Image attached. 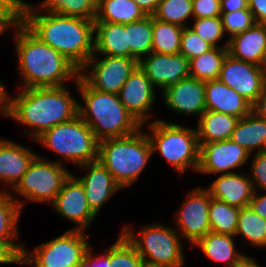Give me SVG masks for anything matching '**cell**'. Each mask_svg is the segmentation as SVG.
I'll use <instances>...</instances> for the list:
<instances>
[{
    "label": "cell",
    "mask_w": 266,
    "mask_h": 267,
    "mask_svg": "<svg viewBox=\"0 0 266 267\" xmlns=\"http://www.w3.org/2000/svg\"><path fill=\"white\" fill-rule=\"evenodd\" d=\"M43 13L39 15L36 6L23 1L22 24L80 71L94 54V21L53 12Z\"/></svg>",
    "instance_id": "cell-1"
},
{
    "label": "cell",
    "mask_w": 266,
    "mask_h": 267,
    "mask_svg": "<svg viewBox=\"0 0 266 267\" xmlns=\"http://www.w3.org/2000/svg\"><path fill=\"white\" fill-rule=\"evenodd\" d=\"M78 105L66 86L21 88L15 98L9 95L6 116L31 127L26 135L36 139L46 130L76 117Z\"/></svg>",
    "instance_id": "cell-2"
},
{
    "label": "cell",
    "mask_w": 266,
    "mask_h": 267,
    "mask_svg": "<svg viewBox=\"0 0 266 267\" xmlns=\"http://www.w3.org/2000/svg\"><path fill=\"white\" fill-rule=\"evenodd\" d=\"M15 31L22 89L63 87L67 80L77 81L79 70L58 51L41 42L22 23Z\"/></svg>",
    "instance_id": "cell-3"
},
{
    "label": "cell",
    "mask_w": 266,
    "mask_h": 267,
    "mask_svg": "<svg viewBox=\"0 0 266 267\" xmlns=\"http://www.w3.org/2000/svg\"><path fill=\"white\" fill-rule=\"evenodd\" d=\"M75 83L85 103H79L78 114L98 141L127 136L142 127L121 103L118 94L93 89L80 77Z\"/></svg>",
    "instance_id": "cell-4"
},
{
    "label": "cell",
    "mask_w": 266,
    "mask_h": 267,
    "mask_svg": "<svg viewBox=\"0 0 266 267\" xmlns=\"http://www.w3.org/2000/svg\"><path fill=\"white\" fill-rule=\"evenodd\" d=\"M140 131L99 141L98 160L121 188L132 185L152 157L149 138Z\"/></svg>",
    "instance_id": "cell-5"
},
{
    "label": "cell",
    "mask_w": 266,
    "mask_h": 267,
    "mask_svg": "<svg viewBox=\"0 0 266 267\" xmlns=\"http://www.w3.org/2000/svg\"><path fill=\"white\" fill-rule=\"evenodd\" d=\"M149 129L151 133L147 136L152 154L159 151L161 156L180 174L189 168L197 172L200 146L196 129L161 119L149 122Z\"/></svg>",
    "instance_id": "cell-6"
},
{
    "label": "cell",
    "mask_w": 266,
    "mask_h": 267,
    "mask_svg": "<svg viewBox=\"0 0 266 267\" xmlns=\"http://www.w3.org/2000/svg\"><path fill=\"white\" fill-rule=\"evenodd\" d=\"M34 141L78 165L98 160L99 141L79 114L46 130Z\"/></svg>",
    "instance_id": "cell-7"
},
{
    "label": "cell",
    "mask_w": 266,
    "mask_h": 267,
    "mask_svg": "<svg viewBox=\"0 0 266 267\" xmlns=\"http://www.w3.org/2000/svg\"><path fill=\"white\" fill-rule=\"evenodd\" d=\"M136 248L143 261L166 267H182L185 262L184 248L177 229L162 224L144 226L140 235L133 228L124 227L121 231Z\"/></svg>",
    "instance_id": "cell-8"
},
{
    "label": "cell",
    "mask_w": 266,
    "mask_h": 267,
    "mask_svg": "<svg viewBox=\"0 0 266 267\" xmlns=\"http://www.w3.org/2000/svg\"><path fill=\"white\" fill-rule=\"evenodd\" d=\"M90 243L86 233L69 229L53 240L41 243L33 252L23 251V264L34 267H78Z\"/></svg>",
    "instance_id": "cell-9"
},
{
    "label": "cell",
    "mask_w": 266,
    "mask_h": 267,
    "mask_svg": "<svg viewBox=\"0 0 266 267\" xmlns=\"http://www.w3.org/2000/svg\"><path fill=\"white\" fill-rule=\"evenodd\" d=\"M60 161H48L36 155L13 189L14 193L32 202L52 203L71 174Z\"/></svg>",
    "instance_id": "cell-10"
},
{
    "label": "cell",
    "mask_w": 266,
    "mask_h": 267,
    "mask_svg": "<svg viewBox=\"0 0 266 267\" xmlns=\"http://www.w3.org/2000/svg\"><path fill=\"white\" fill-rule=\"evenodd\" d=\"M96 56L93 54L90 57L79 71V77L93 89L118 94L123 84L138 66V60L121 56H105L104 58V55L99 60ZM87 68L91 70L90 73L86 72L88 71Z\"/></svg>",
    "instance_id": "cell-11"
},
{
    "label": "cell",
    "mask_w": 266,
    "mask_h": 267,
    "mask_svg": "<svg viewBox=\"0 0 266 267\" xmlns=\"http://www.w3.org/2000/svg\"><path fill=\"white\" fill-rule=\"evenodd\" d=\"M179 209L176 218L182 238L195 245L203 236L211 231L209 224V203L211 194L204 188L192 190Z\"/></svg>",
    "instance_id": "cell-12"
},
{
    "label": "cell",
    "mask_w": 266,
    "mask_h": 267,
    "mask_svg": "<svg viewBox=\"0 0 266 267\" xmlns=\"http://www.w3.org/2000/svg\"><path fill=\"white\" fill-rule=\"evenodd\" d=\"M239 95L245 98L252 106L266 86V80L260 66L233 58L227 54L218 78Z\"/></svg>",
    "instance_id": "cell-13"
},
{
    "label": "cell",
    "mask_w": 266,
    "mask_h": 267,
    "mask_svg": "<svg viewBox=\"0 0 266 267\" xmlns=\"http://www.w3.org/2000/svg\"><path fill=\"white\" fill-rule=\"evenodd\" d=\"M200 173H234L235 168L241 167L250 158V153L232 140L199 144ZM233 170V171H232Z\"/></svg>",
    "instance_id": "cell-14"
},
{
    "label": "cell",
    "mask_w": 266,
    "mask_h": 267,
    "mask_svg": "<svg viewBox=\"0 0 266 267\" xmlns=\"http://www.w3.org/2000/svg\"><path fill=\"white\" fill-rule=\"evenodd\" d=\"M51 204L60 216L77 224L73 230L86 232L87 227L97 216L88 204L82 184L73 174L65 180Z\"/></svg>",
    "instance_id": "cell-15"
},
{
    "label": "cell",
    "mask_w": 266,
    "mask_h": 267,
    "mask_svg": "<svg viewBox=\"0 0 266 267\" xmlns=\"http://www.w3.org/2000/svg\"><path fill=\"white\" fill-rule=\"evenodd\" d=\"M138 66L153 86L160 87L162 91L190 77L189 61L180 53L169 55L151 52L138 61Z\"/></svg>",
    "instance_id": "cell-16"
},
{
    "label": "cell",
    "mask_w": 266,
    "mask_h": 267,
    "mask_svg": "<svg viewBox=\"0 0 266 267\" xmlns=\"http://www.w3.org/2000/svg\"><path fill=\"white\" fill-rule=\"evenodd\" d=\"M155 87L144 71L137 66L118 93L121 103L143 127L150 118L155 99Z\"/></svg>",
    "instance_id": "cell-17"
},
{
    "label": "cell",
    "mask_w": 266,
    "mask_h": 267,
    "mask_svg": "<svg viewBox=\"0 0 266 267\" xmlns=\"http://www.w3.org/2000/svg\"><path fill=\"white\" fill-rule=\"evenodd\" d=\"M165 105L174 112L201 115L206 111L205 82L189 77L162 91Z\"/></svg>",
    "instance_id": "cell-18"
},
{
    "label": "cell",
    "mask_w": 266,
    "mask_h": 267,
    "mask_svg": "<svg viewBox=\"0 0 266 267\" xmlns=\"http://www.w3.org/2000/svg\"><path fill=\"white\" fill-rule=\"evenodd\" d=\"M89 171L85 176L77 178L82 184L91 210L98 215L103 204L116 192L122 189L112 174L99 161L79 165Z\"/></svg>",
    "instance_id": "cell-19"
},
{
    "label": "cell",
    "mask_w": 266,
    "mask_h": 267,
    "mask_svg": "<svg viewBox=\"0 0 266 267\" xmlns=\"http://www.w3.org/2000/svg\"><path fill=\"white\" fill-rule=\"evenodd\" d=\"M28 147L14 141L0 139V182L10 185L12 190L22 179L31 161L36 156ZM0 193H9L8 190Z\"/></svg>",
    "instance_id": "cell-20"
},
{
    "label": "cell",
    "mask_w": 266,
    "mask_h": 267,
    "mask_svg": "<svg viewBox=\"0 0 266 267\" xmlns=\"http://www.w3.org/2000/svg\"><path fill=\"white\" fill-rule=\"evenodd\" d=\"M205 102L206 110L238 118H243L252 111V105L245 98L219 79L205 82Z\"/></svg>",
    "instance_id": "cell-21"
},
{
    "label": "cell",
    "mask_w": 266,
    "mask_h": 267,
    "mask_svg": "<svg viewBox=\"0 0 266 267\" xmlns=\"http://www.w3.org/2000/svg\"><path fill=\"white\" fill-rule=\"evenodd\" d=\"M207 189L212 198L239 209L249 206L254 193L250 177L236 172L221 174Z\"/></svg>",
    "instance_id": "cell-22"
},
{
    "label": "cell",
    "mask_w": 266,
    "mask_h": 267,
    "mask_svg": "<svg viewBox=\"0 0 266 267\" xmlns=\"http://www.w3.org/2000/svg\"><path fill=\"white\" fill-rule=\"evenodd\" d=\"M228 40L229 55L244 62L261 65L266 51V24L256 23Z\"/></svg>",
    "instance_id": "cell-23"
},
{
    "label": "cell",
    "mask_w": 266,
    "mask_h": 267,
    "mask_svg": "<svg viewBox=\"0 0 266 267\" xmlns=\"http://www.w3.org/2000/svg\"><path fill=\"white\" fill-rule=\"evenodd\" d=\"M94 36V54L130 58L128 24L94 21Z\"/></svg>",
    "instance_id": "cell-24"
},
{
    "label": "cell",
    "mask_w": 266,
    "mask_h": 267,
    "mask_svg": "<svg viewBox=\"0 0 266 267\" xmlns=\"http://www.w3.org/2000/svg\"><path fill=\"white\" fill-rule=\"evenodd\" d=\"M235 236L208 232L195 245L204 256L215 262H223L228 267H236L247 255L236 252Z\"/></svg>",
    "instance_id": "cell-25"
},
{
    "label": "cell",
    "mask_w": 266,
    "mask_h": 267,
    "mask_svg": "<svg viewBox=\"0 0 266 267\" xmlns=\"http://www.w3.org/2000/svg\"><path fill=\"white\" fill-rule=\"evenodd\" d=\"M239 119L230 114L206 110L199 118L196 128L199 144L231 139Z\"/></svg>",
    "instance_id": "cell-26"
},
{
    "label": "cell",
    "mask_w": 266,
    "mask_h": 267,
    "mask_svg": "<svg viewBox=\"0 0 266 267\" xmlns=\"http://www.w3.org/2000/svg\"><path fill=\"white\" fill-rule=\"evenodd\" d=\"M230 140L244 147L250 155L254 150L262 152L266 142V119L251 111L238 120Z\"/></svg>",
    "instance_id": "cell-27"
},
{
    "label": "cell",
    "mask_w": 266,
    "mask_h": 267,
    "mask_svg": "<svg viewBox=\"0 0 266 267\" xmlns=\"http://www.w3.org/2000/svg\"><path fill=\"white\" fill-rule=\"evenodd\" d=\"M146 16L145 12L134 0H97L96 18L94 21L126 25L139 21Z\"/></svg>",
    "instance_id": "cell-28"
},
{
    "label": "cell",
    "mask_w": 266,
    "mask_h": 267,
    "mask_svg": "<svg viewBox=\"0 0 266 267\" xmlns=\"http://www.w3.org/2000/svg\"><path fill=\"white\" fill-rule=\"evenodd\" d=\"M227 54L228 47H213L208 52L189 60L190 77L204 82L218 79Z\"/></svg>",
    "instance_id": "cell-29"
},
{
    "label": "cell",
    "mask_w": 266,
    "mask_h": 267,
    "mask_svg": "<svg viewBox=\"0 0 266 267\" xmlns=\"http://www.w3.org/2000/svg\"><path fill=\"white\" fill-rule=\"evenodd\" d=\"M241 236L256 247H266V219L259 216L250 206L239 212L235 237Z\"/></svg>",
    "instance_id": "cell-30"
},
{
    "label": "cell",
    "mask_w": 266,
    "mask_h": 267,
    "mask_svg": "<svg viewBox=\"0 0 266 267\" xmlns=\"http://www.w3.org/2000/svg\"><path fill=\"white\" fill-rule=\"evenodd\" d=\"M24 201L11 192L0 193V240L18 239V221Z\"/></svg>",
    "instance_id": "cell-31"
},
{
    "label": "cell",
    "mask_w": 266,
    "mask_h": 267,
    "mask_svg": "<svg viewBox=\"0 0 266 267\" xmlns=\"http://www.w3.org/2000/svg\"><path fill=\"white\" fill-rule=\"evenodd\" d=\"M239 212V208L211 197L209 203V224L211 232L235 236Z\"/></svg>",
    "instance_id": "cell-32"
},
{
    "label": "cell",
    "mask_w": 266,
    "mask_h": 267,
    "mask_svg": "<svg viewBox=\"0 0 266 267\" xmlns=\"http://www.w3.org/2000/svg\"><path fill=\"white\" fill-rule=\"evenodd\" d=\"M153 16L147 15L139 21L128 24V45L130 58L138 61L152 52Z\"/></svg>",
    "instance_id": "cell-33"
},
{
    "label": "cell",
    "mask_w": 266,
    "mask_h": 267,
    "mask_svg": "<svg viewBox=\"0 0 266 267\" xmlns=\"http://www.w3.org/2000/svg\"><path fill=\"white\" fill-rule=\"evenodd\" d=\"M182 31V26L153 17L152 52L169 55L179 53Z\"/></svg>",
    "instance_id": "cell-34"
},
{
    "label": "cell",
    "mask_w": 266,
    "mask_h": 267,
    "mask_svg": "<svg viewBox=\"0 0 266 267\" xmlns=\"http://www.w3.org/2000/svg\"><path fill=\"white\" fill-rule=\"evenodd\" d=\"M97 0H43L39 12H53L65 16L80 17L94 21Z\"/></svg>",
    "instance_id": "cell-35"
},
{
    "label": "cell",
    "mask_w": 266,
    "mask_h": 267,
    "mask_svg": "<svg viewBox=\"0 0 266 267\" xmlns=\"http://www.w3.org/2000/svg\"><path fill=\"white\" fill-rule=\"evenodd\" d=\"M152 16L162 22L187 27L185 21L193 18L192 0H161Z\"/></svg>",
    "instance_id": "cell-36"
},
{
    "label": "cell",
    "mask_w": 266,
    "mask_h": 267,
    "mask_svg": "<svg viewBox=\"0 0 266 267\" xmlns=\"http://www.w3.org/2000/svg\"><path fill=\"white\" fill-rule=\"evenodd\" d=\"M117 241L110 246L108 267H141L143 262L136 248L121 233Z\"/></svg>",
    "instance_id": "cell-37"
},
{
    "label": "cell",
    "mask_w": 266,
    "mask_h": 267,
    "mask_svg": "<svg viewBox=\"0 0 266 267\" xmlns=\"http://www.w3.org/2000/svg\"><path fill=\"white\" fill-rule=\"evenodd\" d=\"M193 20V25L190 28L204 41L208 42L212 47H228L229 40L225 42V45H217L225 34L220 16L212 18H193Z\"/></svg>",
    "instance_id": "cell-38"
},
{
    "label": "cell",
    "mask_w": 266,
    "mask_h": 267,
    "mask_svg": "<svg viewBox=\"0 0 266 267\" xmlns=\"http://www.w3.org/2000/svg\"><path fill=\"white\" fill-rule=\"evenodd\" d=\"M220 17L224 32L229 33L230 38L245 32L256 24L253 14L249 9L222 12Z\"/></svg>",
    "instance_id": "cell-39"
},
{
    "label": "cell",
    "mask_w": 266,
    "mask_h": 267,
    "mask_svg": "<svg viewBox=\"0 0 266 267\" xmlns=\"http://www.w3.org/2000/svg\"><path fill=\"white\" fill-rule=\"evenodd\" d=\"M213 47L204 41L196 32L190 27H183L180 41V51L188 61L208 52Z\"/></svg>",
    "instance_id": "cell-40"
},
{
    "label": "cell",
    "mask_w": 266,
    "mask_h": 267,
    "mask_svg": "<svg viewBox=\"0 0 266 267\" xmlns=\"http://www.w3.org/2000/svg\"><path fill=\"white\" fill-rule=\"evenodd\" d=\"M253 159L249 177L254 191L258 188L266 191V152L256 153Z\"/></svg>",
    "instance_id": "cell-41"
},
{
    "label": "cell",
    "mask_w": 266,
    "mask_h": 267,
    "mask_svg": "<svg viewBox=\"0 0 266 267\" xmlns=\"http://www.w3.org/2000/svg\"><path fill=\"white\" fill-rule=\"evenodd\" d=\"M15 240H0V264H22L24 244L16 245Z\"/></svg>",
    "instance_id": "cell-42"
},
{
    "label": "cell",
    "mask_w": 266,
    "mask_h": 267,
    "mask_svg": "<svg viewBox=\"0 0 266 267\" xmlns=\"http://www.w3.org/2000/svg\"><path fill=\"white\" fill-rule=\"evenodd\" d=\"M221 0H192L193 18L221 16Z\"/></svg>",
    "instance_id": "cell-43"
},
{
    "label": "cell",
    "mask_w": 266,
    "mask_h": 267,
    "mask_svg": "<svg viewBox=\"0 0 266 267\" xmlns=\"http://www.w3.org/2000/svg\"><path fill=\"white\" fill-rule=\"evenodd\" d=\"M92 249L90 246L88 247L78 267H108V263H110V247L98 257L93 256Z\"/></svg>",
    "instance_id": "cell-44"
},
{
    "label": "cell",
    "mask_w": 266,
    "mask_h": 267,
    "mask_svg": "<svg viewBox=\"0 0 266 267\" xmlns=\"http://www.w3.org/2000/svg\"><path fill=\"white\" fill-rule=\"evenodd\" d=\"M22 23V13H0V36L9 28H17Z\"/></svg>",
    "instance_id": "cell-45"
},
{
    "label": "cell",
    "mask_w": 266,
    "mask_h": 267,
    "mask_svg": "<svg viewBox=\"0 0 266 267\" xmlns=\"http://www.w3.org/2000/svg\"><path fill=\"white\" fill-rule=\"evenodd\" d=\"M248 9L256 23L266 24V0H248Z\"/></svg>",
    "instance_id": "cell-46"
},
{
    "label": "cell",
    "mask_w": 266,
    "mask_h": 267,
    "mask_svg": "<svg viewBox=\"0 0 266 267\" xmlns=\"http://www.w3.org/2000/svg\"><path fill=\"white\" fill-rule=\"evenodd\" d=\"M255 193H257V191H254L249 206L253 209L255 213L266 219V194L257 195Z\"/></svg>",
    "instance_id": "cell-47"
},
{
    "label": "cell",
    "mask_w": 266,
    "mask_h": 267,
    "mask_svg": "<svg viewBox=\"0 0 266 267\" xmlns=\"http://www.w3.org/2000/svg\"><path fill=\"white\" fill-rule=\"evenodd\" d=\"M221 12L248 9V0H221Z\"/></svg>",
    "instance_id": "cell-48"
},
{
    "label": "cell",
    "mask_w": 266,
    "mask_h": 267,
    "mask_svg": "<svg viewBox=\"0 0 266 267\" xmlns=\"http://www.w3.org/2000/svg\"><path fill=\"white\" fill-rule=\"evenodd\" d=\"M22 0H0V13H22Z\"/></svg>",
    "instance_id": "cell-49"
},
{
    "label": "cell",
    "mask_w": 266,
    "mask_h": 267,
    "mask_svg": "<svg viewBox=\"0 0 266 267\" xmlns=\"http://www.w3.org/2000/svg\"><path fill=\"white\" fill-rule=\"evenodd\" d=\"M252 111L259 117L266 119V86L258 97L257 102L252 106Z\"/></svg>",
    "instance_id": "cell-50"
},
{
    "label": "cell",
    "mask_w": 266,
    "mask_h": 267,
    "mask_svg": "<svg viewBox=\"0 0 266 267\" xmlns=\"http://www.w3.org/2000/svg\"><path fill=\"white\" fill-rule=\"evenodd\" d=\"M161 0H134V2L145 12L146 15H153Z\"/></svg>",
    "instance_id": "cell-51"
},
{
    "label": "cell",
    "mask_w": 266,
    "mask_h": 267,
    "mask_svg": "<svg viewBox=\"0 0 266 267\" xmlns=\"http://www.w3.org/2000/svg\"><path fill=\"white\" fill-rule=\"evenodd\" d=\"M8 98H9V94L5 86L0 81V112H2L1 114L6 115L7 108H8Z\"/></svg>",
    "instance_id": "cell-52"
},
{
    "label": "cell",
    "mask_w": 266,
    "mask_h": 267,
    "mask_svg": "<svg viewBox=\"0 0 266 267\" xmlns=\"http://www.w3.org/2000/svg\"><path fill=\"white\" fill-rule=\"evenodd\" d=\"M236 267H261L256 260L250 256H246Z\"/></svg>",
    "instance_id": "cell-53"
},
{
    "label": "cell",
    "mask_w": 266,
    "mask_h": 267,
    "mask_svg": "<svg viewBox=\"0 0 266 267\" xmlns=\"http://www.w3.org/2000/svg\"><path fill=\"white\" fill-rule=\"evenodd\" d=\"M260 69H261V72L264 76V79L266 80V51L264 53V57H263L261 65H260Z\"/></svg>",
    "instance_id": "cell-54"
},
{
    "label": "cell",
    "mask_w": 266,
    "mask_h": 267,
    "mask_svg": "<svg viewBox=\"0 0 266 267\" xmlns=\"http://www.w3.org/2000/svg\"><path fill=\"white\" fill-rule=\"evenodd\" d=\"M141 267H166V266L152 264V263H148V262L143 261L141 264Z\"/></svg>",
    "instance_id": "cell-55"
},
{
    "label": "cell",
    "mask_w": 266,
    "mask_h": 267,
    "mask_svg": "<svg viewBox=\"0 0 266 267\" xmlns=\"http://www.w3.org/2000/svg\"><path fill=\"white\" fill-rule=\"evenodd\" d=\"M263 152H266V142H265V147H264V149H263Z\"/></svg>",
    "instance_id": "cell-56"
}]
</instances>
